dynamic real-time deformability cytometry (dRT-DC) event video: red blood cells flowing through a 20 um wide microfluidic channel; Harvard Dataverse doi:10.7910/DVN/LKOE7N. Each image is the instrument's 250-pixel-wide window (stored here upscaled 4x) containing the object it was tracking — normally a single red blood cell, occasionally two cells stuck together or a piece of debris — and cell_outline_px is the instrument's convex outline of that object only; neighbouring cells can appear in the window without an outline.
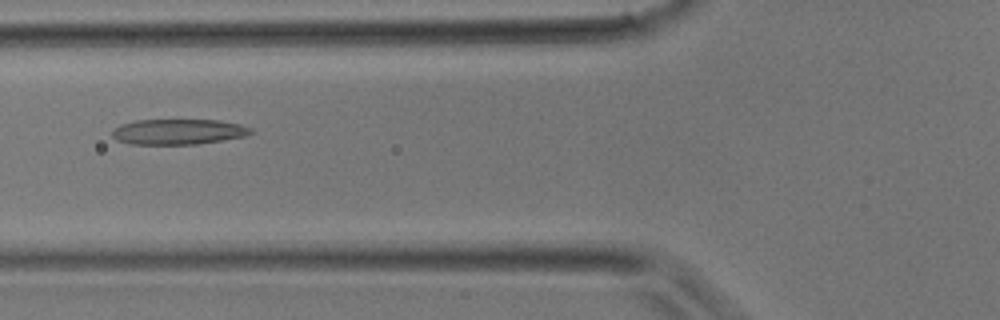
{"species": "common noctule bat (a hibernating species)", "species_latin": "Nyctalus noctula", "temperature_condition": "room temperature", "stored_images_in_passage": 37, "camera_frame_rate_fps": 3000, "um_per_image_px": 0.085, "animal": {"sex": "male", "body_mass_g": 17.9}, "frame": {"image": 1, "passage_image": 14, "time_ms": 4.333, "image_size_px": [1000, 320], "cell_outline_px": [[256, 132], [244, 136], [196, 144], [128, 144], [116, 140], [112, 136], [112, 132], [120, 124], [136, 120], [220, 120], [240, 124], [252, 128]], "centroid_in_image_um": [15.16, 11.19], "position_along_channel_um": 110.6, "area_um2": 20.58}}
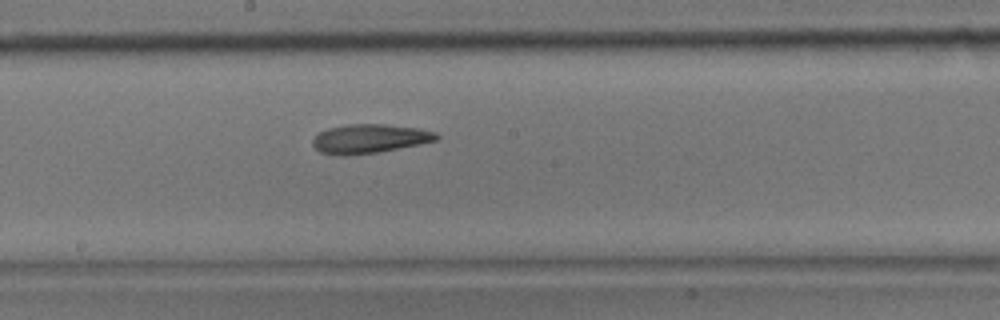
{"frame": {"image": 2, "passage_image": 20, "time_ms": 6.333, "image_size_px": [1000, 320], "cell_outline_px": [[440, 140], [380, 152], [344, 156], [340, 156], [320, 152], [312, 144], [312, 140], [320, 132], [328, 128], [348, 124], [384, 124], [420, 128], [436, 132], [440, 136]], "centroid_in_image_um": [31.45, 11.79], "position_along_channel_um": 216.7, "area_um2": 21.15}}
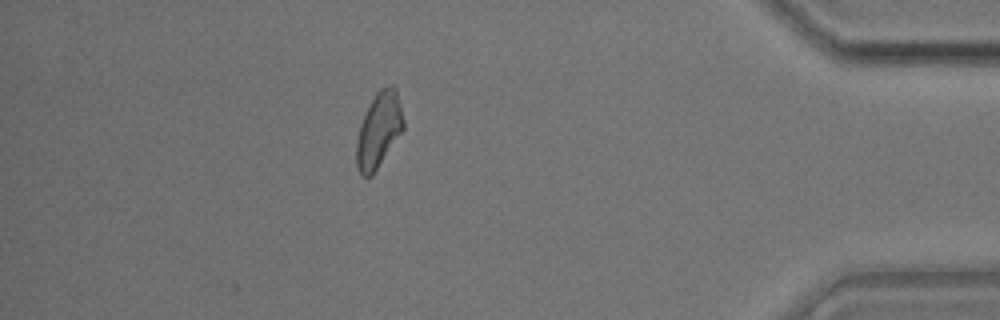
{"frame": {"image": 3, "passage_image": 33, "time_ms": 10.667, "image_size_px": [1000, 320], "cell_outline_px": [[404, 128], [372, 176], [360, 176], [356, 168], [356, 140], [360, 124], [376, 92], [380, 88], [388, 84], [392, 84], [396, 88], [404, 120]], "centroid_in_image_um": [32.19, 11.06], "position_along_channel_um": 403.0, "area_um2": 20.58}}